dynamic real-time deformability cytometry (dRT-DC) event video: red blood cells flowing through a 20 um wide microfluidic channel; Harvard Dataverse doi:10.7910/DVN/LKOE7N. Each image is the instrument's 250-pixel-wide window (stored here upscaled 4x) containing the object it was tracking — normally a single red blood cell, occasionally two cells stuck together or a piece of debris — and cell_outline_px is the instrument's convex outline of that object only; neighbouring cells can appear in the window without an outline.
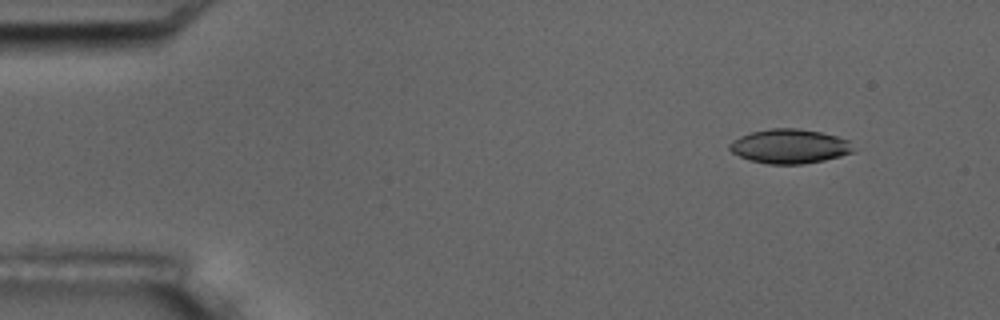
{"species": "common noctule bat (a hibernating species)", "species_latin": "Nyctalus noctula", "temperature_condition": "room temperature", "stored_images_in_passage": 4, "camera_frame_rate_fps": 3000, "um_per_image_px": 0.085, "animal": {"sex": "male", "body_mass_g": 17.5, "forearm_length_mm": 52.3}, "frame": {"image": 1, "passage_image": 2, "time_ms": 1.667, "image_size_px": [1000, 320], "cell_outline_px": [[856, 148], [852, 152], [840, 156], [824, 160], [800, 164], [768, 164], [752, 160], [740, 156], [732, 152], [728, 148], [728, 144], [732, 140], [740, 136], [752, 132], [772, 128], [800, 128], [820, 132], [836, 136], [848, 140]], "centroid_in_image_um": [67.12, 12.43], "position_along_channel_um": 17.9, "area_um2": 24.68}}